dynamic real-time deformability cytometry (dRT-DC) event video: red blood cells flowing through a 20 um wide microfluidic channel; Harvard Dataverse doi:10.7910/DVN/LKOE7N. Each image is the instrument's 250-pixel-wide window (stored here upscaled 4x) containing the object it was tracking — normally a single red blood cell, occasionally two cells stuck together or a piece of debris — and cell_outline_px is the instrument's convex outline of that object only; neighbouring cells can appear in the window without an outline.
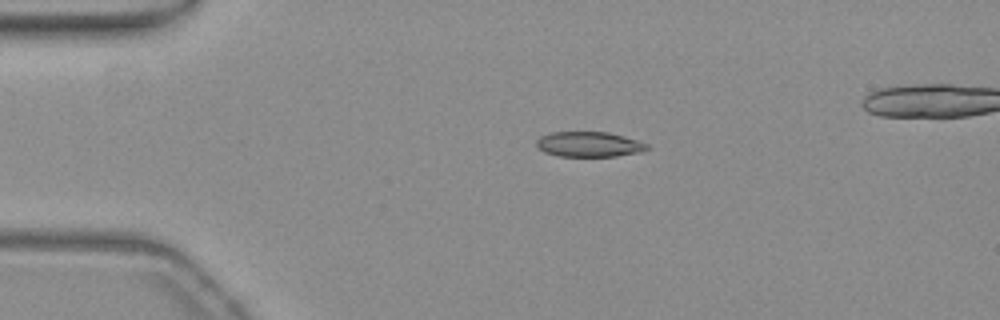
{"species": "common noctule bat (a hibernating species)", "species_latin": "Nyctalus noctula", "temperature_condition": "warm", "stored_images_in_passage": 32, "camera_frame_rate_fps": 3000, "um_per_image_px": 0.085, "animal": {"sex": "female", "body_mass_g": 19.3, "forearm_length_mm": 54.1}, "frame": {"image": 1, "passage_image": 1, "time_ms": 0.0, "image_size_px": [1000, 320], "cell_outline_px": [[648, 148], [644, 152], [616, 156], [556, 156], [544, 152], [536, 148], [536, 140], [540, 136], [552, 132], [608, 132], [624, 136], [648, 144]], "centroid_in_image_um": [50.04, 12.27], "position_along_channel_um": 35.0, "area_um2": 16.36}}
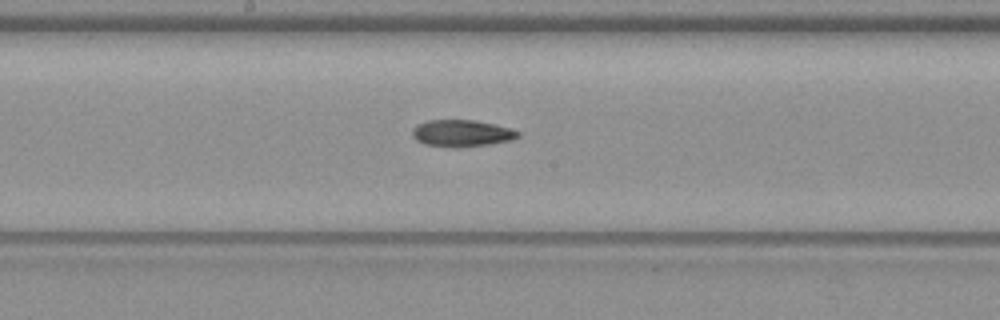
{"frame": {"image": 2, "passage_image": 18, "time_ms": 5.667, "image_size_px": [1000, 320], "cell_outline_px": [[520, 136], [512, 140], [488, 144], [456, 148], [452, 148], [424, 144], [416, 140], [412, 136], [412, 128], [428, 120], [476, 120], [508, 128], [520, 132]], "centroid_in_image_um": [39.22, 11.34], "position_along_channel_um": 209.0, "area_um2": 16.47}}
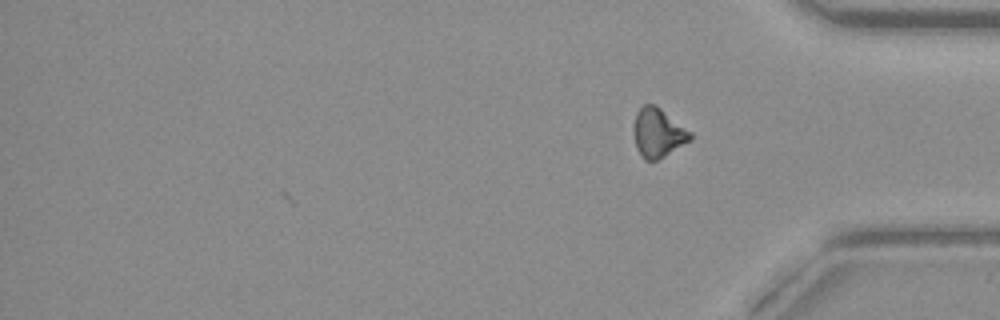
{"frame": {"image": 3, "passage_image": 32, "time_ms": 10.333, "image_size_px": [1000, 320], "cell_outline_px": [[692, 140], [664, 156], [656, 160], [644, 160], [640, 156], [636, 148], [632, 132], [636, 112], [644, 104], [652, 104], [660, 108], [692, 132]], "centroid_in_image_um": [55.91, 11.3], "position_along_channel_um": 379.3, "area_um2": 16.3}, "authors_computed_cell_mechanics": {"area_um2": 16.5308, "velocity_mm_per_s": 3.8073, "shape_relaxation_time_tau1_ms": 5.795, "shape_relaxation_time_tau2_ms": null, "deformation_change_tau1": 0.1274, "deformation_change_tau2": null}}